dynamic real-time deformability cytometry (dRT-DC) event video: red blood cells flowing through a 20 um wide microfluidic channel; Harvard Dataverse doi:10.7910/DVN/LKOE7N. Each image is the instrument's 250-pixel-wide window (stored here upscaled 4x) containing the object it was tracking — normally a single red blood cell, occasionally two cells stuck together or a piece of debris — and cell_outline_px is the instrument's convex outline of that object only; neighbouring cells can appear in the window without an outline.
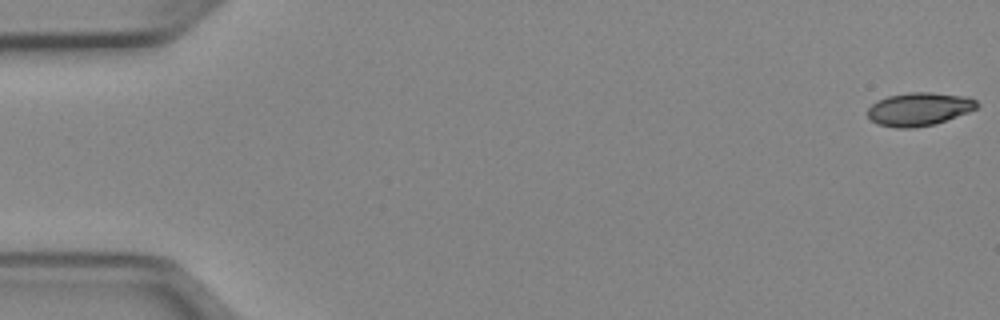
{"species": "Egyptian fruit bat (a non-hibernating species)", "species_latin": "Rousettus aegyptiacus", "temperature_condition": "cold", "stored_images_in_passage": 11, "camera_frame_rate_fps": 3000, "um_per_image_px": 0.085, "animal": {"sex": "female"}, "frame": {"image": 1, "passage_image": 1, "time_ms": 0.0, "image_size_px": [1000, 320], "cell_outline_px": [[980, 104], [976, 108], [968, 112], [932, 124], [912, 128], [896, 128], [876, 124], [868, 116], [868, 108], [872, 104], [888, 96], [908, 92], [932, 92], [968, 96], [976, 100]], "centroid_in_image_um": [78.13, 9.26], "position_along_channel_um": 6.9, "area_um2": 21.04}}